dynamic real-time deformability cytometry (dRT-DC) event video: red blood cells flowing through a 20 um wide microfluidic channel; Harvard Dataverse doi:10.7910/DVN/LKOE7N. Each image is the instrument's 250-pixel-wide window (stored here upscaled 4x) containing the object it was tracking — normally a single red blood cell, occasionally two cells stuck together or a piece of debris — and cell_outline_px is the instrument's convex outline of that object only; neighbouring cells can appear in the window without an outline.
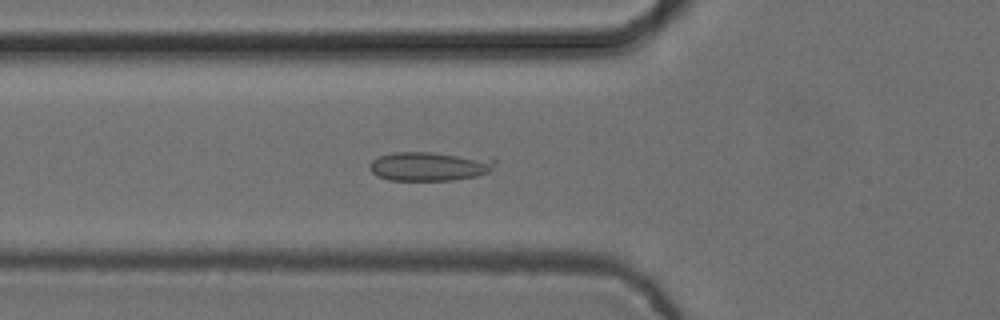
{"species": "common noctule bat (a hibernating species)", "species_latin": "Nyctalus noctula", "temperature_condition": "cold", "stored_images_in_passage": 55, "camera_frame_rate_fps": 3000, "um_per_image_px": 0.085, "animal": {"sex": "female", "body_mass_g": 24.6, "forearm_length_mm": 56.2}, "frame": {"image": 1, "passage_image": 20, "time_ms": 6.333, "image_size_px": [1000, 320], "cell_outline_px": [[500, 160], [488, 172], [476, 176], [452, 180], [388, 180], [376, 176], [368, 168], [368, 164], [372, 160], [380, 156], [392, 152], [432, 152], [496, 156]], "centroid_in_image_um": [36.61, 14.1], "position_along_channel_um": 89.2, "area_um2": 22.08}}
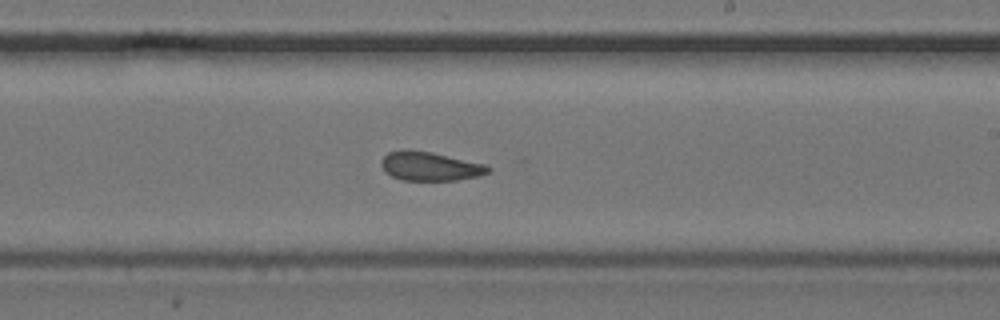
{"frame": {"image": 2, "passage_image": 33, "time_ms": 10.667, "image_size_px": [1000, 320], "cell_outline_px": [[492, 168], [488, 172], [480, 176], [456, 180], [404, 180], [392, 176], [384, 172], [380, 164], [380, 160], [388, 152], [404, 148], [408, 148], [432, 152], [484, 164]], "centroid_in_image_um": [36.5, 14.11], "position_along_channel_um": 252.5, "area_um2": 18.21}}
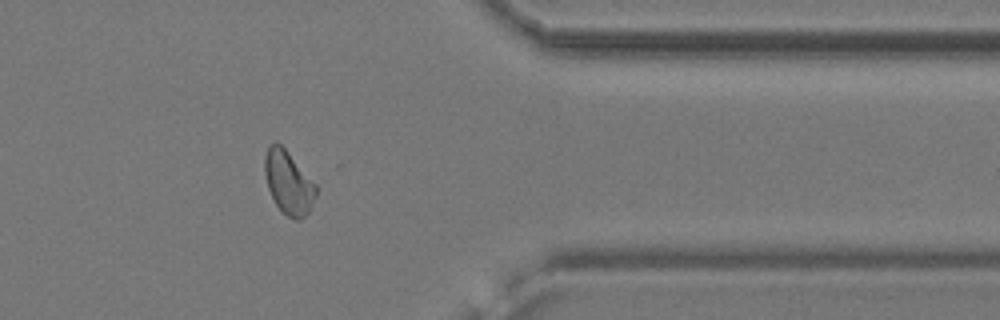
{"frame": {"image": 3, "passage_image": 45, "time_ms": 14.667, "image_size_px": [1000, 320], "cell_outline_px": [[316, 196], [308, 212], [300, 220], [296, 220], [288, 216], [276, 204], [268, 188], [264, 172], [264, 156], [268, 144], [276, 140], [288, 152], [316, 184]], "centroid_in_image_um": [24.5, 15.48], "position_along_channel_um": 386.9, "area_um2": 18.79}, "authors_computed_cell_mechanics": {"area_um2": 20.3456, "velocity_mm_per_s": 3.7435, "shape_relaxation_time_tau1_ms": null, "shape_relaxation_time_tau2_ms": 1.7702, "deformation_change_tau1": null, "deformation_change_tau2": 0.0666}}